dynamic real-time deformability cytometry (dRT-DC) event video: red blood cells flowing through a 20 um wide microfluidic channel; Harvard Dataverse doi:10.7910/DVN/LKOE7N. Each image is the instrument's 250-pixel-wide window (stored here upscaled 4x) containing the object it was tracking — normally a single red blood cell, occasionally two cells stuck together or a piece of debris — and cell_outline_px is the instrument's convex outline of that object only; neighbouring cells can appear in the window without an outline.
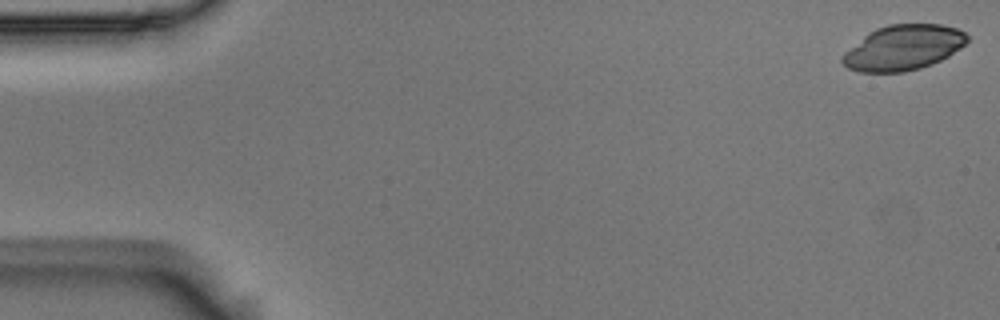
{"species": "Egyptian fruit bat (a non-hibernating species)", "species_latin": "Rousettus aegyptiacus", "temperature_condition": "room temperature", "stored_images_in_passage": 56, "camera_frame_rate_fps": 3000, "um_per_image_px": 0.085, "animal": {"sex": "male"}, "frame": {"image": 1, "passage_image": 1, "time_ms": 0.0, "image_size_px": [1000, 320], "cell_outline_px": [[968, 40], [960, 48], [948, 56], [932, 64], [920, 68], [904, 72], [860, 72], [848, 68], [840, 60], [844, 52], [864, 36], [876, 28], [888, 24], [940, 24], [956, 28], [964, 32], [968, 36]], "centroid_in_image_um": [76.77, 4.05], "position_along_channel_um": 8.2, "area_um2": 32.71}}